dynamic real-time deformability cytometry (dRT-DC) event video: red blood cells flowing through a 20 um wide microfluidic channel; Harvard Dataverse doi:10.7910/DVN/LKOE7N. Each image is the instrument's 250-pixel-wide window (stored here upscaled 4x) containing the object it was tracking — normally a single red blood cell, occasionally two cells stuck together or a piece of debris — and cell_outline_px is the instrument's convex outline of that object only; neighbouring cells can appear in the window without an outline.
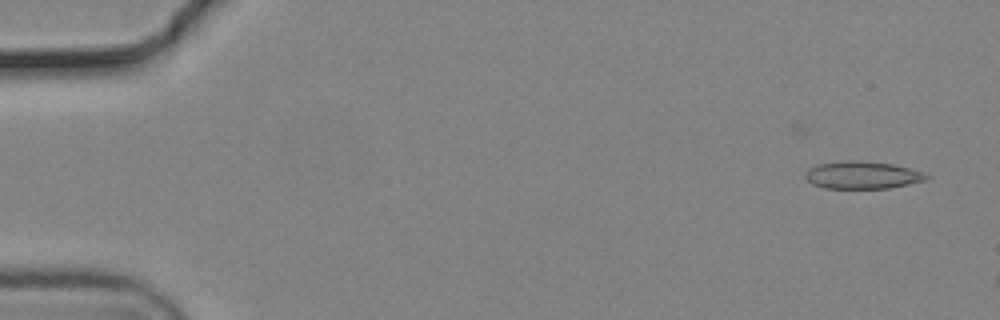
{"species": "common noctule bat (a hibernating species)", "species_latin": "Nyctalus noctula", "temperature_condition": "cold", "stored_images_in_passage": 8, "camera_frame_rate_fps": 3000, "um_per_image_px": 0.085, "animal": {"sex": "male", "body_mass_g": 19.2, "forearm_length_mm": 51.8}, "frame": {"image": 1, "passage_image": 1, "time_ms": 0.0, "image_size_px": [1000, 320], "cell_outline_px": [[932, 176], [928, 180], [888, 188], [824, 188], [812, 184], [804, 176], [808, 168], [820, 164], [844, 160], [852, 160], [892, 164], [908, 168]], "centroid_in_image_um": [73.29, 14.88], "position_along_channel_um": 11.7, "area_um2": 19.25}}